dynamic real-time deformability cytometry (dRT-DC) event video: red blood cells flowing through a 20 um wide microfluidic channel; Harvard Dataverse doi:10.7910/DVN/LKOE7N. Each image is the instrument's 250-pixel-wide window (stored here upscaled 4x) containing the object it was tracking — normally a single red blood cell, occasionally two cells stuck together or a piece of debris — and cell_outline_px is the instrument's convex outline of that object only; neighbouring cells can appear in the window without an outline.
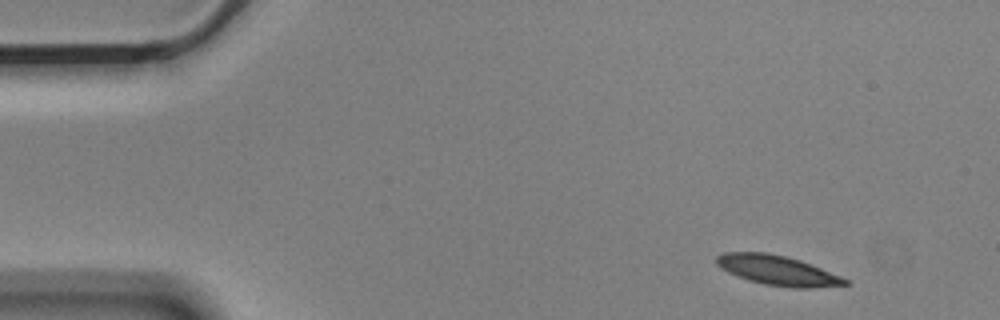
{"species": "Egyptian fruit bat (a non-hibernating species)", "species_latin": "Rousettus aegyptiacus", "temperature_condition": "cold", "stored_images_in_passage": 5, "camera_frame_rate_fps": 3000, "um_per_image_px": 0.085, "animal": {"sex": "male"}, "frame": {"image": 1, "passage_image": 1, "time_ms": 0.0, "image_size_px": [1000, 320], "cell_outline_px": [[848, 284], [812, 288], [792, 288], [764, 284], [748, 280], [736, 276], [720, 268], [716, 264], [716, 256], [724, 252], [764, 252], [784, 256], [800, 260], [840, 276], [848, 280]], "centroid_in_image_um": [66.04, 22.98], "position_along_channel_um": 19.0, "area_um2": 22.14}}
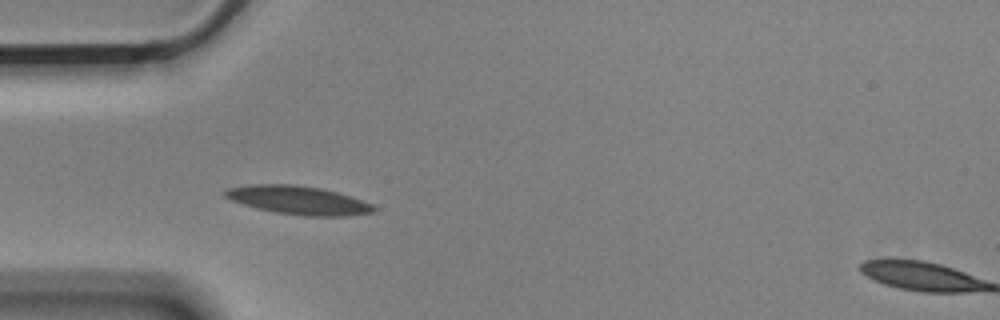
{"frame": {"image": 2, "passage_image": 4, "time_ms": 1.0, "image_size_px": [1000, 320], "cell_outline_px": [[376, 212], [348, 216], [304, 216], [276, 212], [256, 208], [232, 200], [224, 196], [220, 192], [228, 188], [252, 184], [296, 184], [320, 188], [336, 192], [372, 204], [376, 208]], "centroid_in_image_um": [25.34, 17.01], "position_along_channel_um": 59.7, "area_um2": 24.62}}
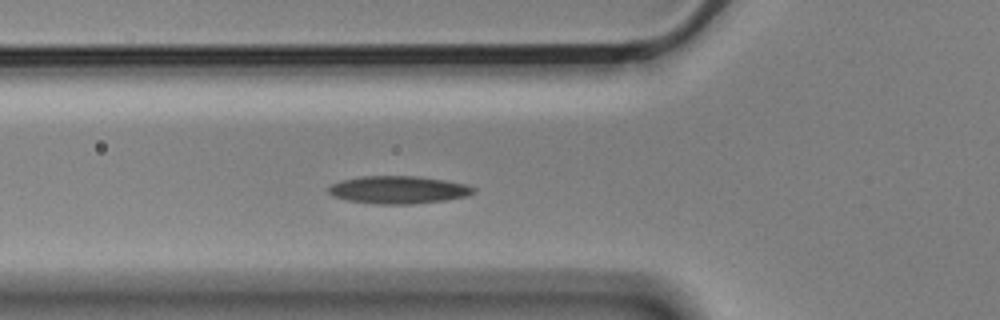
{"frame": {"image": 3, "passage_image": 5, "time_ms": 1.333, "image_size_px": [1000, 320], "cell_outline_px": [[476, 192], [468, 196], [444, 200], [412, 204], [372, 204], [344, 200], [332, 196], [328, 192], [328, 188], [332, 184], [340, 180], [360, 176], [416, 176], [444, 180], [464, 184], [476, 188]], "centroid_in_image_um": [33.82, 16.14], "position_along_channel_um": 92.0, "area_um2": 23.58}}